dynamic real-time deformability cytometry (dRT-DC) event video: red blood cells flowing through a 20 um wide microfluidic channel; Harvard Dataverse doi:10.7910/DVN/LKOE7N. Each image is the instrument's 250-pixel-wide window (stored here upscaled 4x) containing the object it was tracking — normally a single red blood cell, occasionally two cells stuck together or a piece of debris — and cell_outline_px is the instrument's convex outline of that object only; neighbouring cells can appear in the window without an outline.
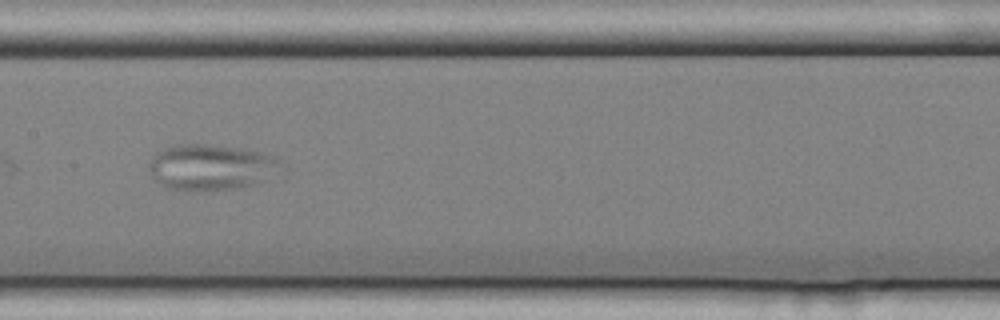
{"species": "common noctule bat (a hibernating species)", "species_latin": "Nyctalus noctula", "temperature_condition": "cold", "stored_images_in_passage": 35, "camera_frame_rate_fps": 3000, "um_per_image_px": 0.085, "animal": {"sex": "female", "body_mass_g": 25.1}, "frame": {"image": 1, "passage_image": 11, "time_ms": 3.333, "image_size_px": [1000, 320], "cell_outline_px": [[288, 172], [284, 176], [256, 184], [236, 188], [204, 192], [192, 192], [164, 188], [152, 176], [148, 168], [148, 164], [152, 156], [160, 148], [176, 144], [204, 144], [244, 148], [280, 156], [288, 168]], "centroid_in_image_um": [18.11, 14.23], "position_along_channel_um": 189.3, "area_um2": 37.57}}